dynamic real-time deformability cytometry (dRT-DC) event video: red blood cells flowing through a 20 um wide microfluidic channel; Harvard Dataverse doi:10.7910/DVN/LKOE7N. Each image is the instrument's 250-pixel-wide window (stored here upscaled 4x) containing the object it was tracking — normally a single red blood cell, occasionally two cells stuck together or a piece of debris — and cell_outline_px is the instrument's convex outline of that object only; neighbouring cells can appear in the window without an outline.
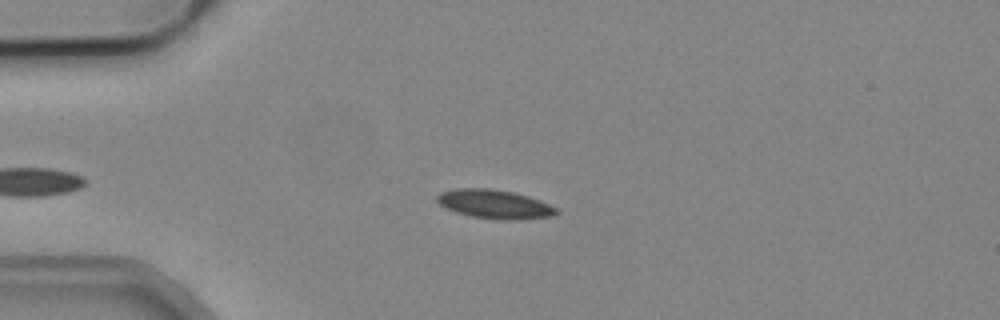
{"species": "common noctule bat (a hibernating species)", "species_latin": "Nyctalus noctula", "temperature_condition": "cold", "stored_images_in_passage": 1, "camera_frame_rate_fps": 3000, "um_per_image_px": 0.085, "animal": {"sex": "male", "body_mass_g": 19.2, "forearm_length_mm": 51.8}, "frame": {"image": 1, "passage_image": 1, "time_ms": 0.0, "image_size_px": [1000, 320], "cell_outline_px": [[560, 212], [552, 216], [516, 220], [500, 220], [472, 216], [456, 212], [444, 208], [436, 200], [436, 196], [440, 192], [456, 188], [488, 188], [516, 192], [540, 200], [556, 208]], "centroid_in_image_um": [42.03, 17.35], "position_along_channel_um": 43.0, "area_um2": 20.23}}